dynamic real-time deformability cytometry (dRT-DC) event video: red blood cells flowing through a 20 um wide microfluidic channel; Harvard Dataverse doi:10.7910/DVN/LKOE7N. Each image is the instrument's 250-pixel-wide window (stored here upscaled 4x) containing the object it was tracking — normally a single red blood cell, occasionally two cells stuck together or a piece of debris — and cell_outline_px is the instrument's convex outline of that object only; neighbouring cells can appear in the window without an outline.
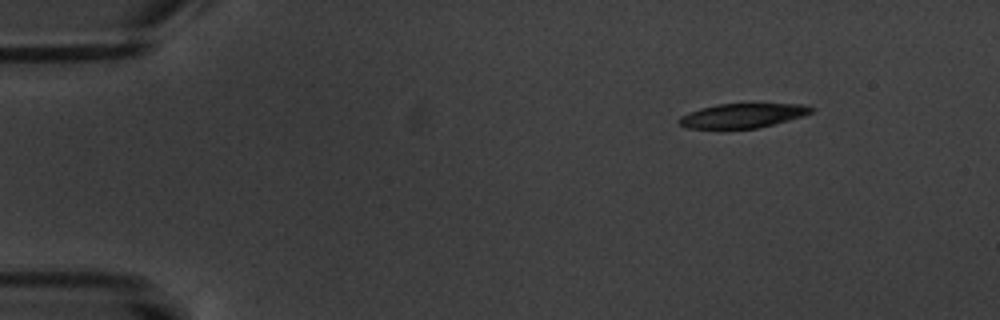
{"species": "common noctule bat (a hibernating species)", "species_latin": "Nyctalus noctula", "temperature_condition": "warm", "stored_images_in_passage": 4, "camera_frame_rate_fps": 3000, "um_per_image_px": 0.085, "animal": {"sex": "male", "body_mass_g": 20.1, "forearm_length_mm": 53.5}, "frame": {"image": 1, "passage_image": 1, "time_ms": 0.0, "image_size_px": [1000, 320], "cell_outline_px": [[816, 108], [812, 112], [804, 116], [756, 128], [688, 128], [680, 124], [676, 120], [680, 116], [700, 108], [716, 104], [804, 104]], "centroid_in_image_um": [63.13, 9.82], "position_along_channel_um": 21.9, "area_um2": 18.61}}
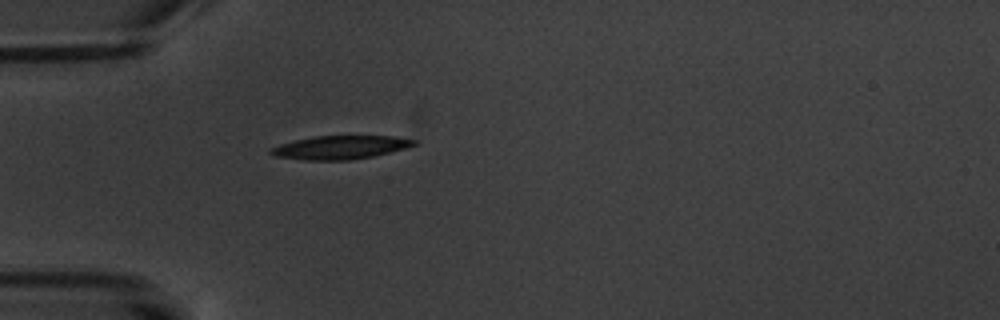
{"frame": {"image": 2, "passage_image": 4, "time_ms": 3.333, "image_size_px": [1000, 320], "cell_outline_px": [[420, 144], [372, 156], [348, 160], [304, 160], [276, 156], [268, 152], [268, 148], [280, 144], [296, 140], [316, 136], [396, 136], [420, 140]], "centroid_in_image_um": [28.95, 12.52], "position_along_channel_um": 56.0, "area_um2": 19.59}}